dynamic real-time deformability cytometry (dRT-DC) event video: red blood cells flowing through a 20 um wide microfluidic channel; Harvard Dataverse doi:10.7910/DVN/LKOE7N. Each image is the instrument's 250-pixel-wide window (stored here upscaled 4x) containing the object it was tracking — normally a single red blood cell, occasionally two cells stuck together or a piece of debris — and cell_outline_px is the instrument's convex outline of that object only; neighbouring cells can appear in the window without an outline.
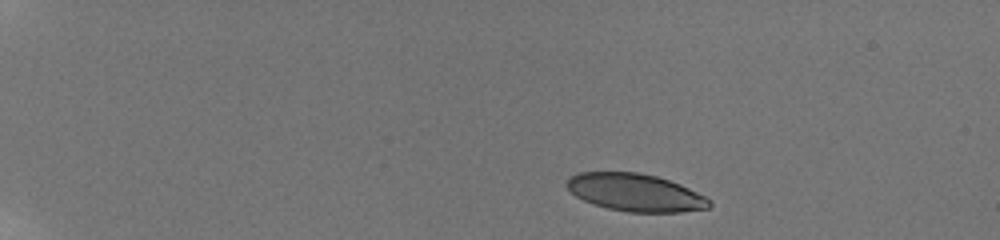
{"species": "human", "species_latin": "Homo sapiens", "temperature_condition": "room temperature", "stored_images_in_passage": 14, "camera_frame_rate_fps": 3000, "um_per_image_px": 0.085, "donor": {"sex": "male"}, "frame": {"image": 1, "passage_image": 1, "time_ms": 0.0, "image_size_px": [1000, 240], "cell_outline_px": [[712, 204], [708, 208], [680, 212], [628, 212], [608, 208], [584, 200], [576, 196], [564, 184], [568, 176], [580, 172], [636, 172], [656, 176], [680, 184], [712, 200]], "centroid_in_image_um": [53.99, 16.36], "position_along_channel_um": 31.0, "area_um2": 31.1}}
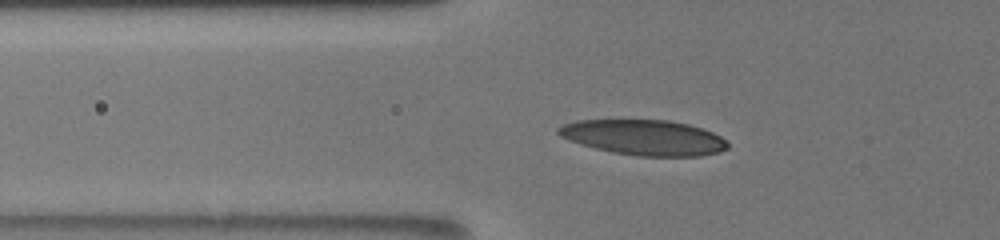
{"frame": {"image": 2, "passage_image": 13, "time_ms": 4.0, "image_size_px": [1000, 240], "cell_outline_px": [[728, 148], [720, 152], [700, 156], [636, 156], [612, 152], [580, 144], [568, 140], [560, 136], [556, 132], [556, 128], [564, 124], [576, 120], [668, 120], [688, 124], [712, 132], [720, 136], [728, 144]], "centroid_in_image_um": [54.71, 11.69], "position_along_channel_um": 71.1, "area_um2": 34.85}}